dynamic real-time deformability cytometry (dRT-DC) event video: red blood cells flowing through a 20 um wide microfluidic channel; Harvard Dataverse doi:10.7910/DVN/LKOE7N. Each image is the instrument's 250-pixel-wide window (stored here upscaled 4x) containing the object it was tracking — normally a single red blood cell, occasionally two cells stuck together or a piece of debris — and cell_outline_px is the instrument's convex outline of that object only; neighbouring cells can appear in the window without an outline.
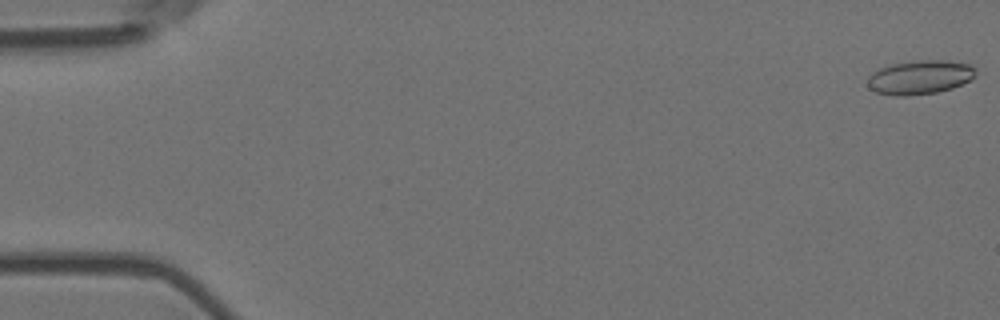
{"species": "Egyptian fruit bat (a non-hibernating species)", "species_latin": "Rousettus aegyptiacus", "temperature_condition": "room temperature", "stored_images_in_passage": 56, "camera_frame_rate_fps": 3000, "um_per_image_px": 0.085, "animal": {"sex": "female"}, "frame": {"image": 1, "passage_image": 1, "time_ms": 0.0, "image_size_px": [1000, 320], "cell_outline_px": [[976, 76], [972, 80], [952, 88], [936, 92], [908, 96], [896, 96], [876, 92], [868, 88], [868, 76], [872, 72], [888, 64], [916, 60], [948, 60], [968, 64], [976, 68]], "centroid_in_image_um": [78.19, 6.56], "position_along_channel_um": 6.8, "area_um2": 21.73}}
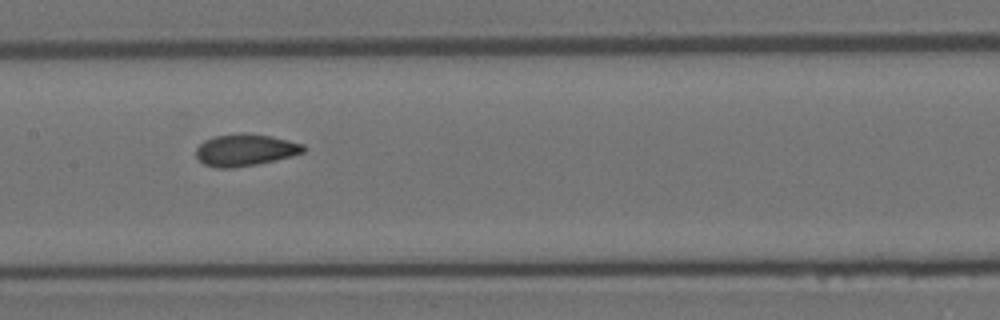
{"frame": {"image": 2, "passage_image": 28, "time_ms": 9.0, "image_size_px": [1000, 320], "cell_outline_px": [[304, 152], [292, 156], [256, 164], [232, 168], [216, 168], [204, 164], [196, 156], [196, 148], [204, 140], [216, 136], [240, 132], [244, 132], [272, 136], [304, 144]], "centroid_in_image_um": [20.83, 12.74], "position_along_channel_um": 186.6, "area_um2": 20.0}}
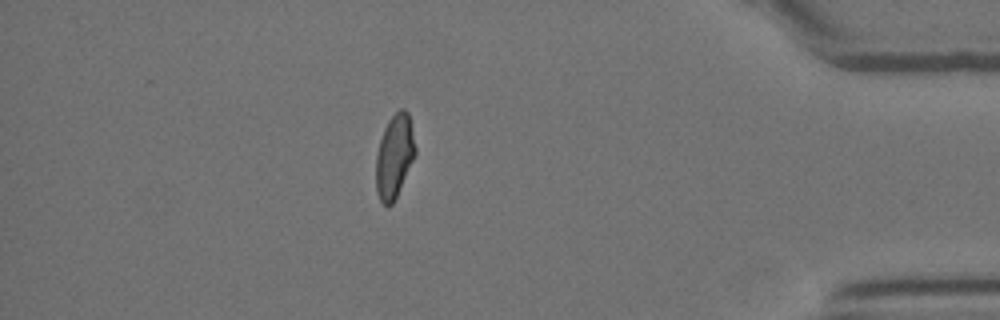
{"frame": {"image": 3, "passage_image": 49, "time_ms": 16.0, "image_size_px": [1000, 320], "cell_outline_px": [[416, 156], [392, 204], [388, 208], [380, 200], [376, 192], [376, 156], [380, 140], [384, 128], [388, 120], [400, 108], [404, 108], [408, 112], [416, 148]], "centroid_in_image_um": [33.53, 13.29], "position_along_channel_um": 401.7, "area_um2": 19.19}, "authors_computed_cell_mechanics": {"area_um2": 20.0566, "velocity_mm_per_s": 3.6579, "shape_relaxation_time_tau1_ms": null, "shape_relaxation_time_tau2_ms": 1.2834, "deformation_change_tau1": null, "deformation_change_tau2": 0.0669}}